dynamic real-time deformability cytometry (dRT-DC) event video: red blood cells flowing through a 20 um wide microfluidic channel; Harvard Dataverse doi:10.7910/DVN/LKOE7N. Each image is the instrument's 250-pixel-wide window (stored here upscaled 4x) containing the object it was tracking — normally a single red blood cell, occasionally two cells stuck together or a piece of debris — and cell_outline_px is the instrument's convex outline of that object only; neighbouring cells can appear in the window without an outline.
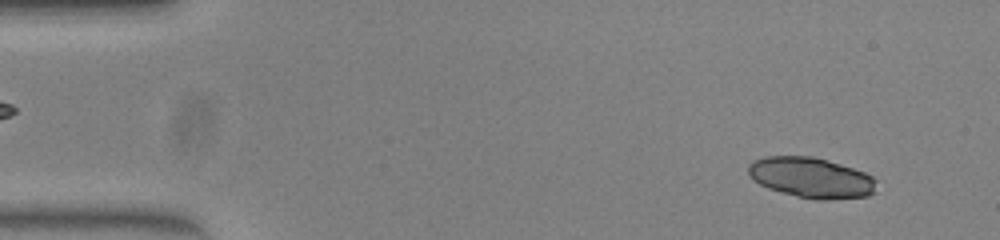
{"species": "common noctule bat (a hibernating species)", "species_latin": "Nyctalus noctula", "temperature_condition": "warm", "stored_images_in_passage": 50, "camera_frame_rate_fps": 3000, "um_per_image_px": 0.085, "animal": {"sex": "female", "body_mass_g": 23.0, "forearm_length_mm": 53.4}, "frame": {"image": 1, "passage_image": 4, "time_ms": 1.0, "image_size_px": [1000, 240], "cell_outline_px": [[876, 192], [868, 196], [828, 200], [824, 200], [796, 196], [780, 192], [768, 188], [752, 180], [748, 176], [748, 164], [752, 160], [764, 156], [812, 156], [840, 164], [864, 172], [872, 176], [876, 180]], "centroid_in_image_um": [68.92, 15.1], "position_along_channel_um": 16.1, "area_um2": 30.4}}